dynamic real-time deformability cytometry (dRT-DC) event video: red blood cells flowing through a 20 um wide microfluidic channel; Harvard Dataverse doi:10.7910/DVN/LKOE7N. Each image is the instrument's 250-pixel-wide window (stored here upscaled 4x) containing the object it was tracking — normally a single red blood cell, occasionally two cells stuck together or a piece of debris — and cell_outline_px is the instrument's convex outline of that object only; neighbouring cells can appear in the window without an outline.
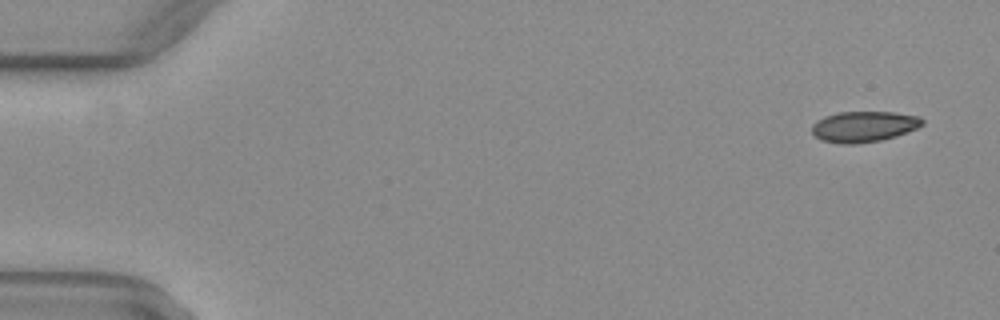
{"species": "common noctule bat (a hibernating species)", "species_latin": "Nyctalus noctula", "temperature_condition": "warm", "stored_images_in_passage": 16, "camera_frame_rate_fps": 3000, "um_per_image_px": 0.085, "animal": {"sex": "female", "body_mass_g": 29.2, "forearm_length_mm": 56.3}, "frame": {"image": 1, "passage_image": 2, "time_ms": 0.333, "image_size_px": [1000, 320], "cell_outline_px": [[924, 124], [916, 128], [896, 136], [880, 140], [852, 144], [840, 144], [820, 140], [812, 132], [812, 124], [816, 120], [824, 116], [840, 112], [892, 112], [920, 116], [924, 120]], "centroid_in_image_um": [73.41, 10.75], "position_along_channel_um": 11.6, "area_um2": 19.83}}
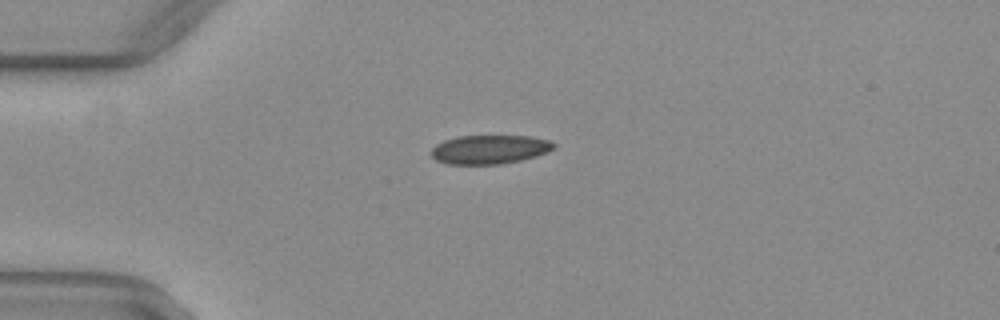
{"frame": {"image": 2, "passage_image": 13, "time_ms": 4.0, "image_size_px": [1000, 320], "cell_outline_px": [[556, 148], [536, 156], [520, 160], [500, 164], [448, 164], [436, 160], [432, 156], [432, 148], [436, 144], [444, 140], [460, 136], [528, 136], [548, 140], [556, 144]], "centroid_in_image_um": [41.62, 12.7], "position_along_channel_um": 43.4, "area_um2": 20.52}}